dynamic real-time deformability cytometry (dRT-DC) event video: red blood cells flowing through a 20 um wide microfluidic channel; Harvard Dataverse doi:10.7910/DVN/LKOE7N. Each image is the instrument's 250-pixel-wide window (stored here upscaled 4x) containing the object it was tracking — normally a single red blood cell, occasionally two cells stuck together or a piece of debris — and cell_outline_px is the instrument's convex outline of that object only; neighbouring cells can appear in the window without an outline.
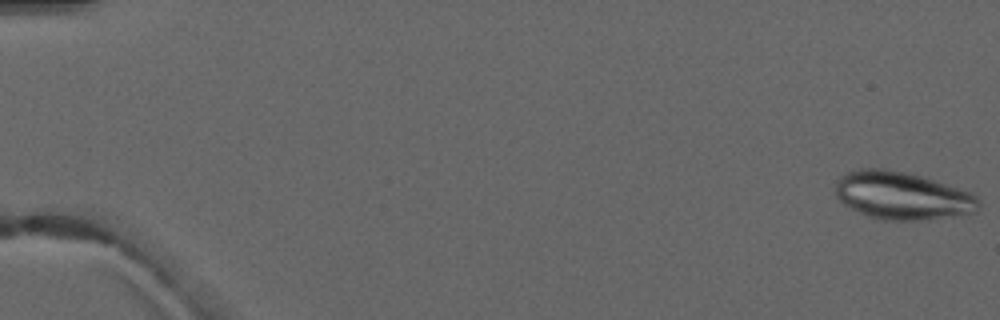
{"species": "common noctule bat (a hibernating species)", "species_latin": "Nyctalus noctula", "temperature_condition": "warm", "stored_images_in_passage": 6, "camera_frame_rate_fps": 3000, "um_per_image_px": 0.085, "animal": {"sex": "male", "forearm_length_mm": 52.5}, "frame": {"image": 1, "passage_image": 1, "time_ms": 0.0, "image_size_px": [1000, 320], "cell_outline_px": [[980, 204], [976, 212], [952, 216], [912, 220], [880, 220], [868, 216], [844, 204], [836, 196], [836, 184], [840, 176], [848, 172], [860, 168], [888, 168], [912, 172], [924, 176], [968, 192], [976, 196], [980, 200]], "centroid_in_image_um": [76.67, 16.6], "position_along_channel_um": 8.3, "area_um2": 39.88}}